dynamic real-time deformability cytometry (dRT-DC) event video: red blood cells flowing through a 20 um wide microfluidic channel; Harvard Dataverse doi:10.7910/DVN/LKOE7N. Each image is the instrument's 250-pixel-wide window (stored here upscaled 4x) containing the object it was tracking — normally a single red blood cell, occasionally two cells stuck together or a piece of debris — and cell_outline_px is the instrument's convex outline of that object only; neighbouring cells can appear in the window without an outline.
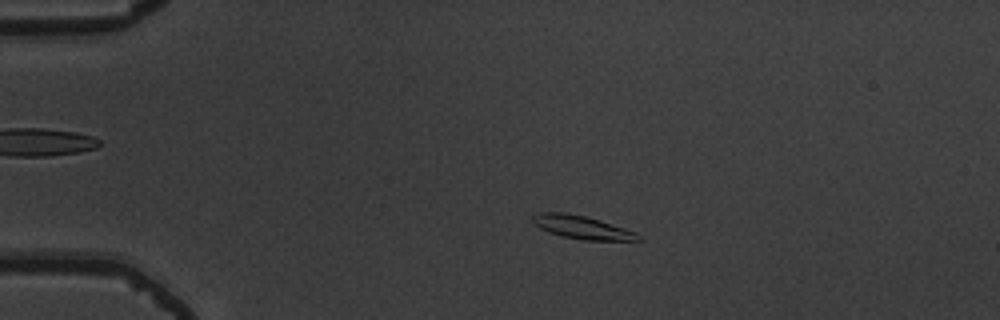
{"species": "common noctule bat (a hibernating species)", "species_latin": "Nyctalus noctula", "temperature_condition": "warm", "stored_images_in_passage": 56, "camera_frame_rate_fps": 3000, "um_per_image_px": 0.085, "animal": {"sex": "male", "body_mass_g": 19.5, "forearm_length_mm": 54.6}, "frame": {"image": 1, "passage_image": 13, "time_ms": 4.0, "image_size_px": [1000, 320], "cell_outline_px": [[640, 240], [584, 240], [564, 236], [548, 232], [532, 224], [532, 216], [540, 212], [564, 212], [584, 216], [600, 220], [636, 232], [640, 236]], "centroid_in_image_um": [49.42, 19.31], "position_along_channel_um": 35.6, "area_um2": 14.1}}
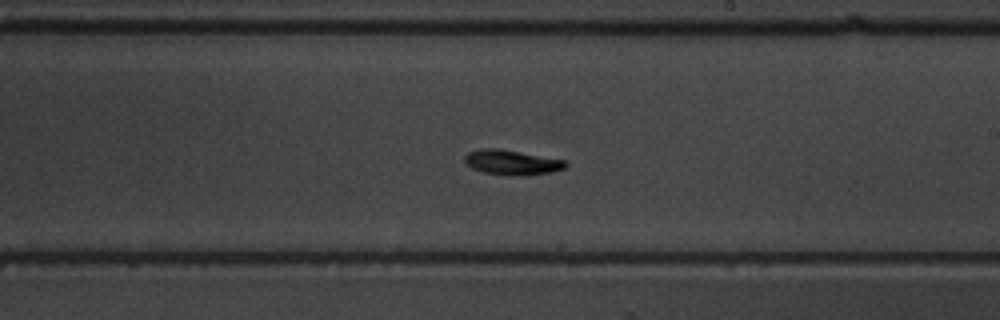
{"frame": {"image": 2, "passage_image": 34, "time_ms": 11.0, "image_size_px": [1000, 320], "cell_outline_px": [[568, 164], [564, 168], [552, 172], [484, 172], [472, 168], [464, 160], [464, 156], [468, 152], [480, 148], [496, 148], [564, 160]], "centroid_in_image_um": [43.44, 13.73], "position_along_channel_um": 245.6, "area_um2": 13.35}}
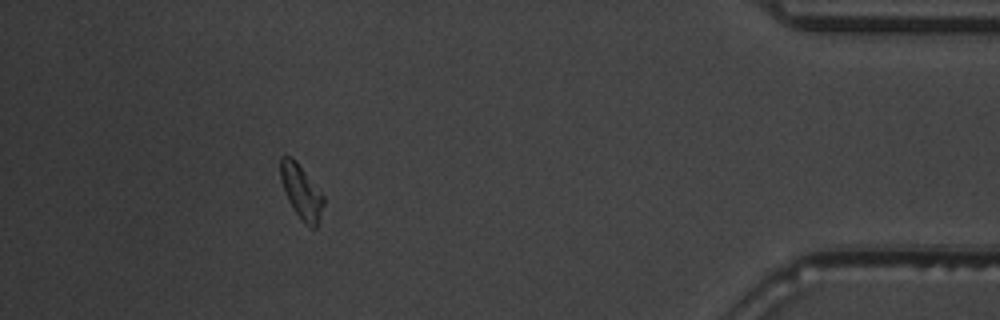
{"frame": {"image": 3, "passage_image": 51, "time_ms": 16.667, "image_size_px": [1000, 320], "cell_outline_px": [[324, 204], [316, 228], [312, 228], [304, 224], [300, 220], [288, 200], [280, 180], [280, 156], [292, 156], [296, 160], [324, 196]], "centroid_in_image_um": [25.6, 16.3], "position_along_channel_um": 409.6, "area_um2": 13.64}, "authors_computed_cell_mechanics": {"area_um2": 14.0454, "velocity_mm_per_s": 3.7342, "shape_relaxation_time_tau1_ms": 2.1506, "shape_relaxation_time_tau2_ms": 3.8405, "deformation_change_tau1": 0.0887, "deformation_change_tau2": 0.0895}}